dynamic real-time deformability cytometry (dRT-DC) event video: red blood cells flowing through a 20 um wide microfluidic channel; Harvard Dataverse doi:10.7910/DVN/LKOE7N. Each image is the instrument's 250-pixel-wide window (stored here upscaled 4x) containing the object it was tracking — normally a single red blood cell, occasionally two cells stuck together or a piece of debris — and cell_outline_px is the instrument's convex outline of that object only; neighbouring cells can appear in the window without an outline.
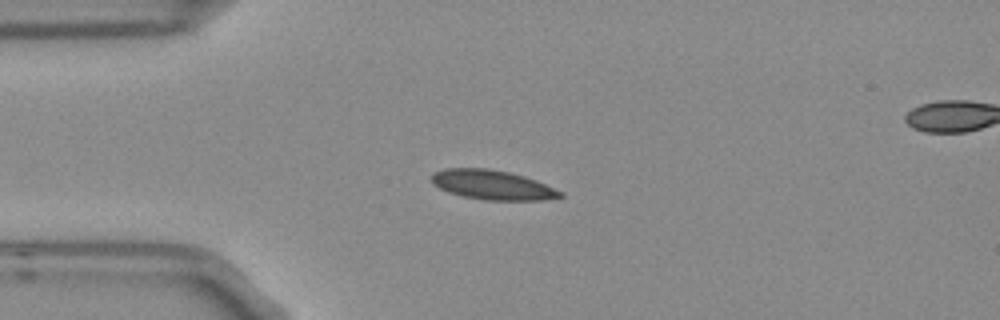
{"species": "Egyptian fruit bat (a non-hibernating species)", "species_latin": "Rousettus aegyptiacus", "temperature_condition": "room temperature", "stored_images_in_passage": 8, "camera_frame_rate_fps": 3000, "um_per_image_px": 0.085, "frame": {"image": 1, "passage_image": 3, "time_ms": 0.667, "image_size_px": [1000, 320], "cell_outline_px": [[564, 196], [544, 200], [484, 200], [464, 196], [448, 192], [432, 184], [432, 176], [436, 172], [444, 168], [488, 168], [508, 172], [524, 176], [536, 180], [564, 192]], "centroid_in_image_um": [41.88, 15.72], "position_along_channel_um": 43.1, "area_um2": 22.08}}
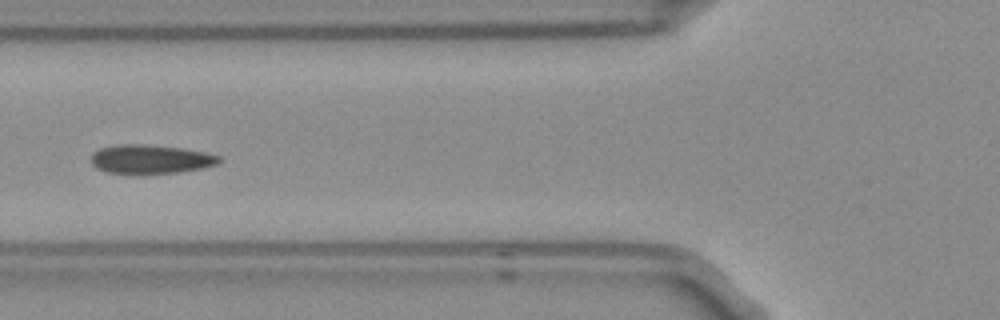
{"frame": {"image": 2, "passage_image": 5, "time_ms": 1.333, "image_size_px": [1000, 320], "cell_outline_px": [[224, 160], [216, 164], [200, 168], [180, 172], [104, 172], [96, 168], [92, 164], [92, 152], [100, 148], [116, 144], [144, 144], [180, 148], [204, 152], [220, 156]], "centroid_in_image_um": [12.78, 13.5], "position_along_channel_um": 113.0, "area_um2": 21.15}}